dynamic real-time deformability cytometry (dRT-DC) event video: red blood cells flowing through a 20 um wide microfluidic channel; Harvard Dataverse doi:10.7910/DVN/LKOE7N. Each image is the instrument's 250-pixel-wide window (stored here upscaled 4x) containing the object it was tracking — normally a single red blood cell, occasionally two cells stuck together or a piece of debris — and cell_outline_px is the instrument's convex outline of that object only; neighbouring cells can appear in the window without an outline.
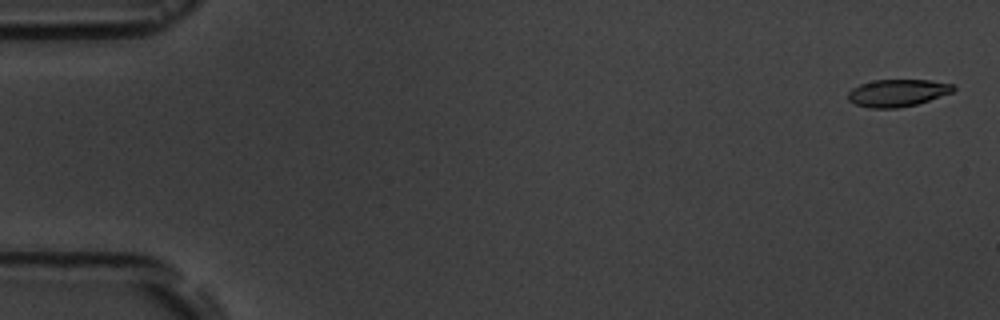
{"species": "common noctule bat (a hibernating species)", "species_latin": "Nyctalus noctula", "temperature_condition": "room temperature", "stored_images_in_passage": 8, "camera_frame_rate_fps": 3000, "um_per_image_px": 0.085, "animal": {"sex": "male", "body_mass_g": 19.5, "forearm_length_mm": 54.6}, "frame": {"image": 1, "passage_image": 1, "time_ms": 0.0, "image_size_px": [1000, 320], "cell_outline_px": [[956, 88], [952, 92], [916, 104], [896, 108], [868, 108], [856, 104], [848, 100], [848, 92], [852, 88], [860, 84], [872, 80], [928, 80], [956, 84]], "centroid_in_image_um": [76.28, 7.89], "position_along_channel_um": 8.7, "area_um2": 16.7}}
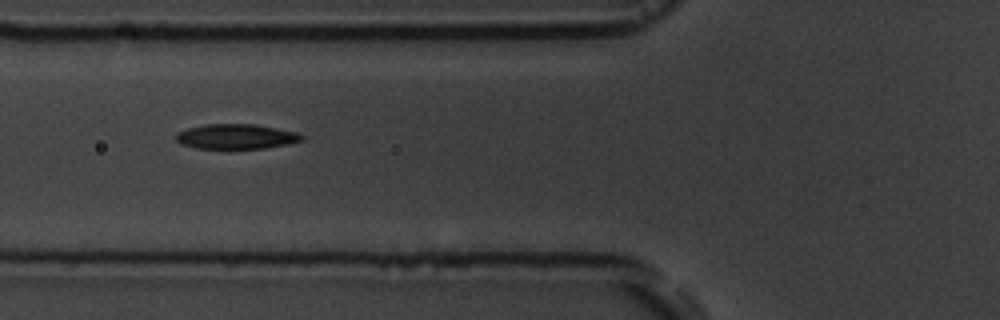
{"frame": {"image": 2, "passage_image": 7, "time_ms": 6.667, "image_size_px": [1000, 320], "cell_outline_px": [[304, 140], [288, 144], [264, 148], [196, 148], [180, 144], [176, 140], [176, 132], [188, 128], [204, 124], [256, 124], [296, 132], [304, 136]], "centroid_in_image_um": [20.06, 11.6], "position_along_channel_um": 105.7, "area_um2": 18.26}}
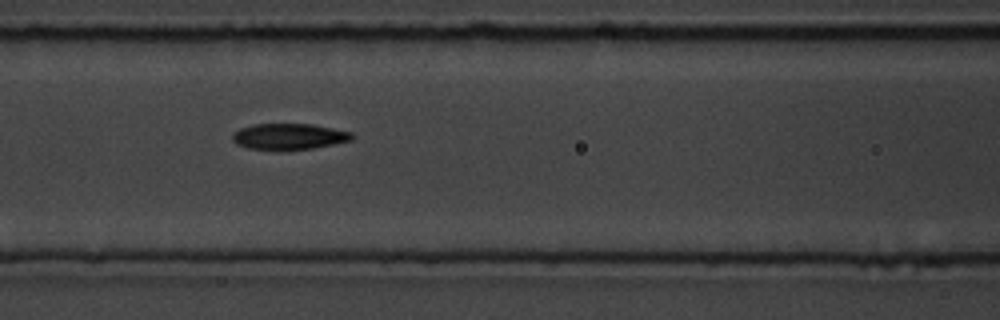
{"frame": {"image": 3, "passage_image": 8, "time_ms": 7.667, "image_size_px": [1000, 320], "cell_outline_px": [[356, 136], [352, 140], [312, 148], [280, 152], [248, 148], [236, 144], [232, 140], [232, 136], [240, 128], [252, 124], [312, 124], [352, 132]], "centroid_in_image_um": [24.55, 11.63], "position_along_channel_um": 142.0, "area_um2": 18.55}}